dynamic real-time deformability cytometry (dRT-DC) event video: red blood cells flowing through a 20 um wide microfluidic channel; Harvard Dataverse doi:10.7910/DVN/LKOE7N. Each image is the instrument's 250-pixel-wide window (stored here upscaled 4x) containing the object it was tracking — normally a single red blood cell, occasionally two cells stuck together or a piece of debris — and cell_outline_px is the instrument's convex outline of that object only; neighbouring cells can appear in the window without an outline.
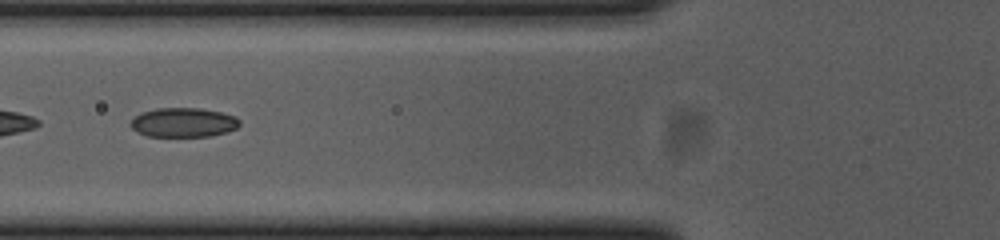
{"species": "common noctule bat (a hibernating species)", "species_latin": "Nyctalus noctula", "temperature_condition": "cold", "stored_images_in_passage": 36, "camera_frame_rate_fps": 3000, "um_per_image_px": 0.085, "animal": {"sex": "female", "body_mass_g": 23.0, "forearm_length_mm": 53.4}, "frame": {"image": 1, "passage_image": 21, "time_ms": 6.667, "image_size_px": [1000, 240], "cell_outline_px": [[240, 124], [236, 128], [228, 132], [212, 136], [148, 136], [132, 128], [132, 120], [140, 112], [156, 108], [200, 108], [220, 112], [236, 116], [240, 120]], "centroid_in_image_um": [15.64, 10.4], "position_along_channel_um": 110.2, "area_um2": 18.55}}
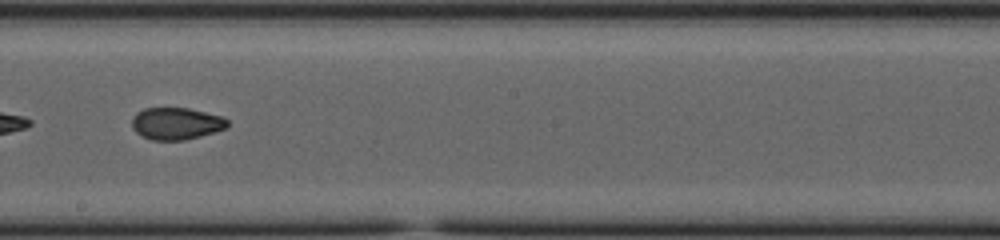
{"frame": {"image": 2, "passage_image": 31, "time_ms": 10.0, "image_size_px": [1000, 240], "cell_outline_px": [[228, 128], [200, 136], [184, 140], [152, 140], [136, 132], [132, 128], [132, 116], [136, 112], [144, 108], [188, 108], [224, 116], [228, 120]], "centroid_in_image_um": [14.99, 10.49], "position_along_channel_um": 233.2, "area_um2": 17.98}}
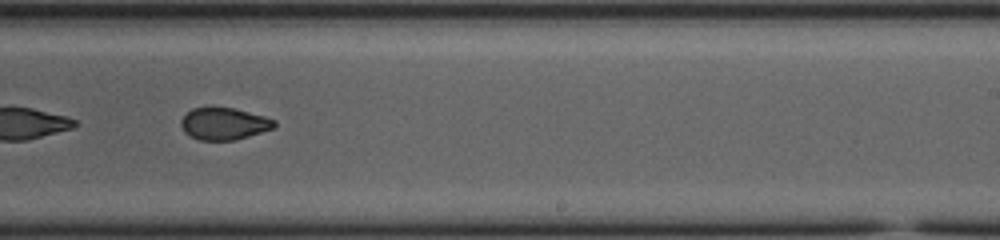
{"frame": {"image": 3, "passage_image": 34, "time_ms": 11.0, "image_size_px": [1000, 240], "cell_outline_px": [[276, 124], [272, 128], [236, 140], [200, 140], [184, 132], [180, 124], [180, 120], [192, 108], [212, 104], [236, 108], [264, 116], [276, 120]], "centroid_in_image_um": [19.0, 10.46], "position_along_channel_um": 270.0, "area_um2": 17.86}}